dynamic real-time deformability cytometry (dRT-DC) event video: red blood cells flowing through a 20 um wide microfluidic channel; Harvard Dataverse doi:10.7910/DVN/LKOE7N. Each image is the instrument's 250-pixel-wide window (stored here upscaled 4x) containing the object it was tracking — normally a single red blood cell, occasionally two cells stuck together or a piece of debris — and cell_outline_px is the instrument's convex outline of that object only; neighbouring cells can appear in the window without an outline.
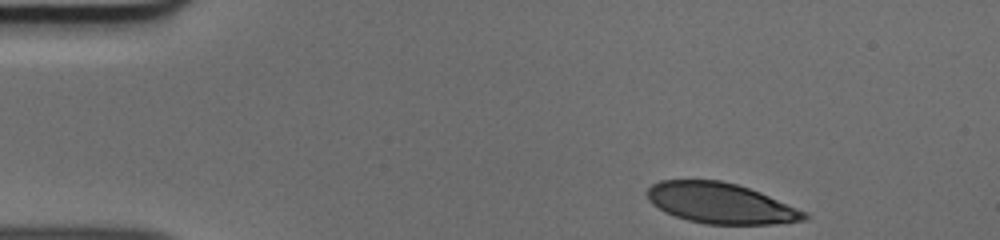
{"species": "human", "species_latin": "Homo sapiens", "temperature_condition": "cold", "stored_images_in_passage": 36, "camera_frame_rate_fps": 3000, "um_per_image_px": 0.085, "donor": {"sex": "male"}, "frame": {"image": 1, "passage_image": 1, "time_ms": 0.0, "image_size_px": [1000, 240], "cell_outline_px": [[808, 220], [772, 224], [704, 224], [688, 220], [664, 212], [652, 204], [648, 200], [648, 188], [652, 184], [660, 180], [720, 180], [736, 184], [760, 192], [808, 212]], "centroid_in_image_um": [61.26, 17.28], "position_along_channel_um": 23.7, "area_um2": 37.17}}
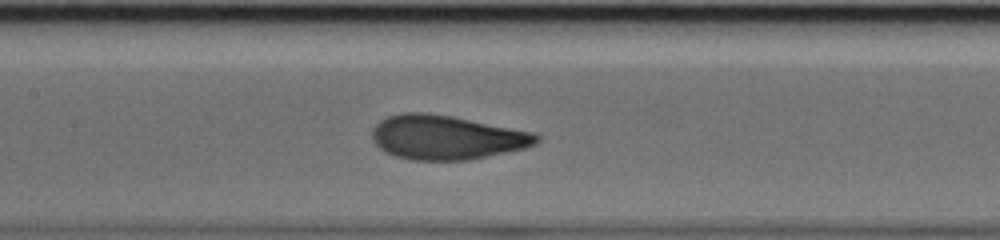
{"frame": {"image": 2, "passage_image": 18, "time_ms": 5.667, "image_size_px": [1000, 240], "cell_outline_px": [[540, 140], [536, 144], [524, 148], [468, 160], [412, 160], [392, 156], [384, 152], [372, 140], [372, 128], [380, 120], [388, 116], [404, 112], [428, 112], [452, 116], [536, 132], [540, 136]], "centroid_in_image_um": [37.94, 11.67], "position_along_channel_um": 169.5, "area_um2": 42.71}}
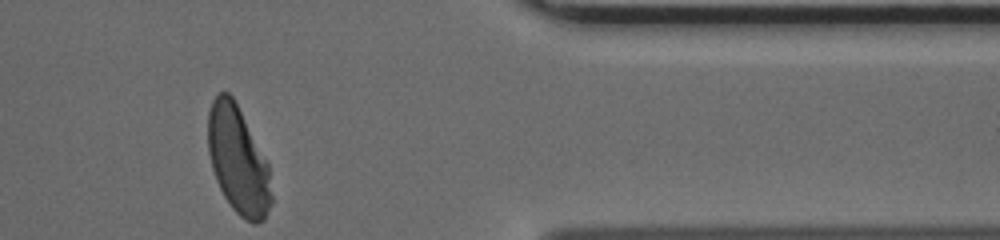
{"frame": {"image": 3, "passage_image": 36, "time_ms": 11.667, "image_size_px": [1000, 240], "cell_outline_px": [[272, 204], [264, 220], [256, 224], [252, 224], [244, 220], [232, 208], [224, 196], [216, 180], [212, 168], [208, 152], [208, 112], [212, 100], [220, 92], [228, 92], [232, 96], [268, 164], [272, 196]], "centroid_in_image_um": [20.23, 13.67], "position_along_channel_um": 391.2, "area_um2": 39.48}}